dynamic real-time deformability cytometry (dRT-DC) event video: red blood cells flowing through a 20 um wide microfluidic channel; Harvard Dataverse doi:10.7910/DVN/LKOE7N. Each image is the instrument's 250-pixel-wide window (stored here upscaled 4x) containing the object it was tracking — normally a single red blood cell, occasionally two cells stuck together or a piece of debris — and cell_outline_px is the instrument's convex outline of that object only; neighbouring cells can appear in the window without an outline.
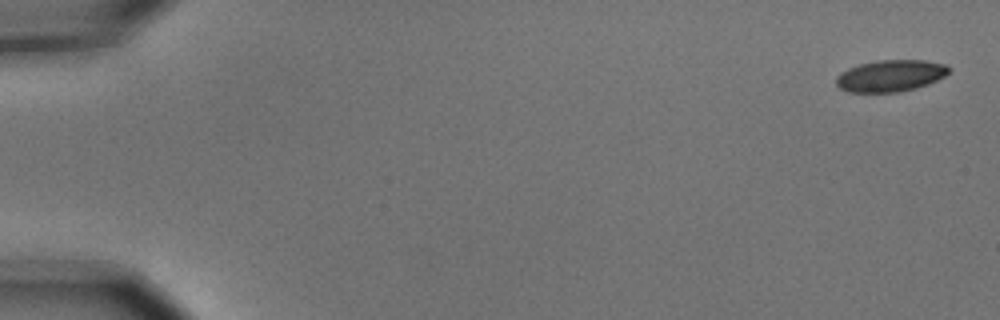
{"species": "common noctule bat (a hibernating species)", "species_latin": "Nyctalus noctula", "temperature_condition": "cold", "stored_images_in_passage": 7, "camera_frame_rate_fps": 3000, "um_per_image_px": 0.085, "animal": {"sex": "male", "body_mass_g": 15.6}, "frame": {"image": 1, "passage_image": 1, "time_ms": 0.0, "image_size_px": [1000, 320], "cell_outline_px": [[952, 68], [944, 76], [928, 84], [916, 88], [896, 92], [848, 92], [840, 88], [836, 84], [836, 76], [840, 72], [848, 68], [860, 64], [876, 60], [924, 60], [948, 64]], "centroid_in_image_um": [75.7, 6.43], "position_along_channel_um": 9.3, "area_um2": 20.92}}
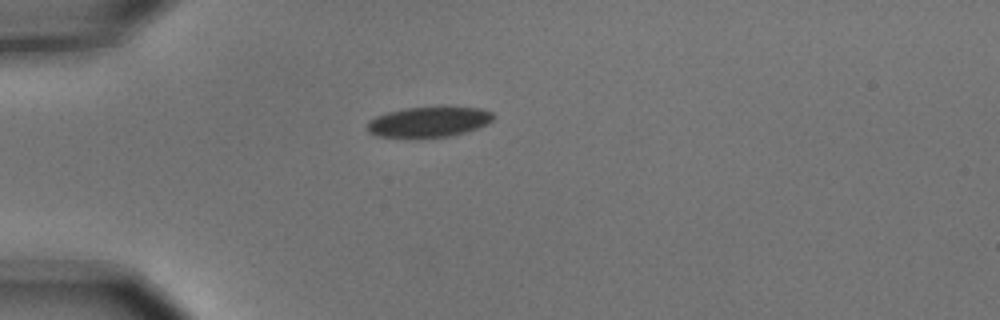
{"frame": {"image": 2, "passage_image": 5, "time_ms": 1.333, "image_size_px": [1000, 320], "cell_outline_px": [[496, 116], [488, 124], [464, 132], [448, 136], [376, 136], [368, 132], [368, 120], [376, 116], [388, 112], [404, 108], [480, 108], [492, 112]], "centroid_in_image_um": [36.45, 10.35], "position_along_channel_um": 48.6, "area_um2": 21.56}}
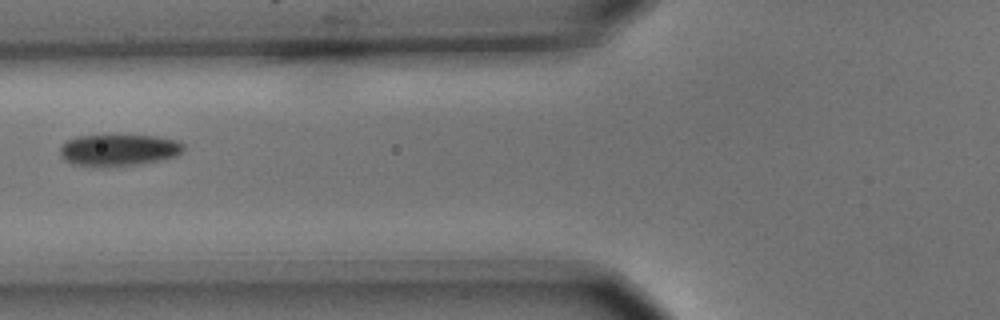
{"frame": {"image": 3, "passage_image": 7, "time_ms": 2.0, "image_size_px": [1000, 320], "cell_outline_px": [[184, 148], [176, 156], [160, 160], [136, 164], [108, 168], [100, 168], [72, 164], [64, 160], [60, 156], [60, 148], [68, 140], [76, 136], [156, 136], [176, 140], [184, 144]], "centroid_in_image_um": [10.05, 12.78], "position_along_channel_um": 115.8, "area_um2": 22.89}}